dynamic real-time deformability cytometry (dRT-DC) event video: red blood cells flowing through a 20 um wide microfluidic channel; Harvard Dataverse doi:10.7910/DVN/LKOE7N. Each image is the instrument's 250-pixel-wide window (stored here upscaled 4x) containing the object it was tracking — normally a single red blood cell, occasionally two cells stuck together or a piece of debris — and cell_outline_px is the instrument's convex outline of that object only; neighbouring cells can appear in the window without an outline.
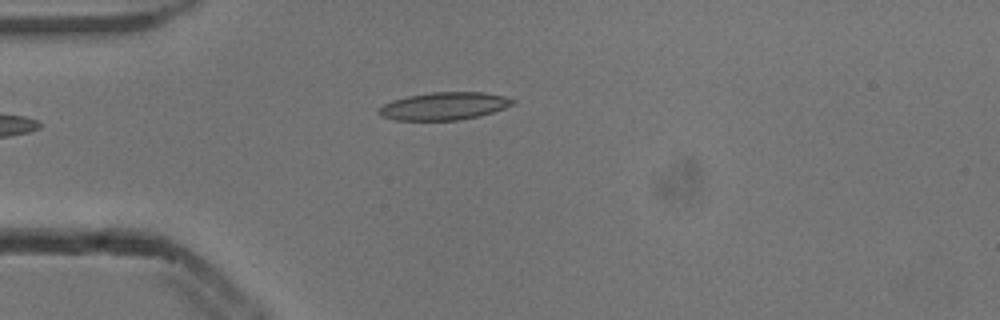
{"species": "common noctule bat (a hibernating species)", "species_latin": "Nyctalus noctula", "temperature_condition": "cold", "stored_images_in_passage": 4, "camera_frame_rate_fps": 3000, "um_per_image_px": 0.085, "animal": {"sex": "male", "body_mass_g": 13.3}, "frame": {"image": 1, "passage_image": 4, "time_ms": 1.0, "image_size_px": [1000, 320], "cell_outline_px": [[516, 104], [480, 116], [460, 120], [396, 120], [380, 116], [376, 112], [376, 108], [392, 100], [408, 96], [432, 92], [484, 92], [508, 96], [516, 100]], "centroid_in_image_um": [37.76, 9.01], "position_along_channel_um": 47.2, "area_um2": 21.91}}